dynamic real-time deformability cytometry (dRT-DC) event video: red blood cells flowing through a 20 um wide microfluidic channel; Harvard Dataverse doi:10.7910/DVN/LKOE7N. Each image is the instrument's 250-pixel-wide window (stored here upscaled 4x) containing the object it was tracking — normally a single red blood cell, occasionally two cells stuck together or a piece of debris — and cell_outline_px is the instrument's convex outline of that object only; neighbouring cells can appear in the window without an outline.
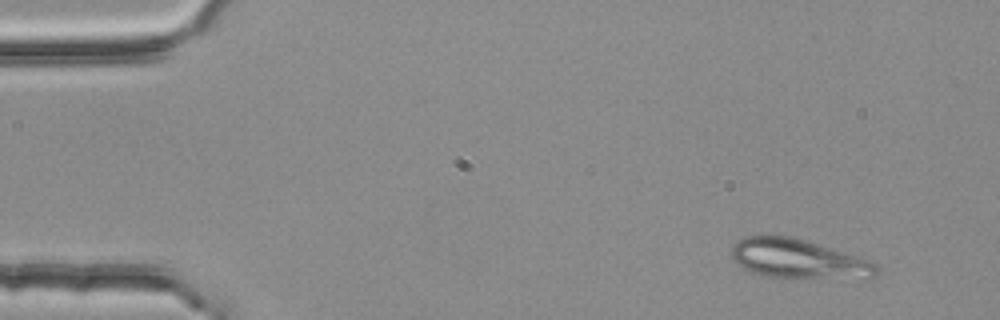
{"species": "common noctule bat (a hibernating species)", "species_latin": "Nyctalus noctula", "temperature_condition": "room temperature", "stored_images_in_passage": 3, "camera_frame_rate_fps": 3000, "um_per_image_px": 0.085, "animal": {"sex": "female", "body_mass_g": 25.1}, "frame": {"image": 1, "passage_image": 1, "time_ms": 0.0, "image_size_px": [1000, 320], "cell_outline_px": [[880, 272], [876, 276], [760, 276], [744, 268], [732, 260], [732, 244], [744, 236], [792, 236], [872, 260], [880, 264]], "centroid_in_image_um": [67.83, 21.96], "position_along_channel_um": 17.2, "area_um2": 32.43}}